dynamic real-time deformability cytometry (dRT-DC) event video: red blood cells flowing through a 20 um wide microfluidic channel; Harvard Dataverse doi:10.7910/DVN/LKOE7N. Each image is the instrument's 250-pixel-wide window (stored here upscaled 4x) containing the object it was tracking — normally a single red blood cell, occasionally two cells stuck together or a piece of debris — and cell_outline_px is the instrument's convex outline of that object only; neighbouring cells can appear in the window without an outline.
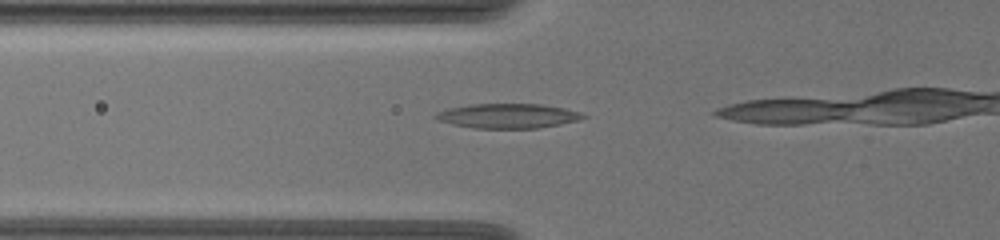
{"species": "common noctule bat (a hibernating species)", "species_latin": "Nyctalus noctula", "temperature_condition": "warm", "stored_images_in_passage": 8, "camera_frame_rate_fps": 3000, "um_per_image_px": 0.085, "animal": {"sex": "female", "body_mass_g": 19.5, "forearm_length_mm": 54.1}, "frame": {"image": 1, "passage_image": 3, "time_ms": 0.667, "image_size_px": [1000, 240], "cell_outline_px": [[588, 116], [576, 120], [536, 128], [476, 128], [452, 124], [440, 120], [432, 116], [448, 108], [476, 104], [536, 104], [560, 108], [576, 112]], "centroid_in_image_um": [43.1, 9.85], "position_along_channel_um": 82.7, "area_um2": 20.35}}
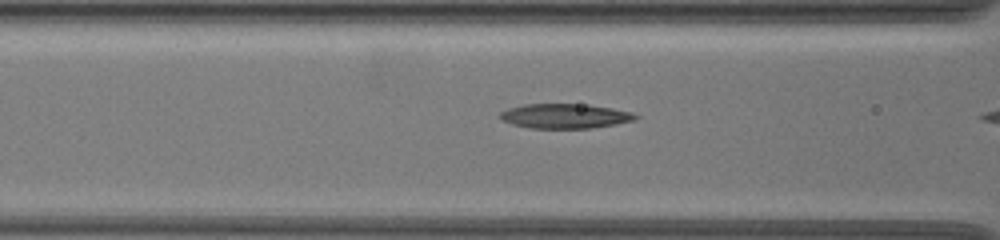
{"frame": {"image": 2, "passage_image": 6, "time_ms": 1.667, "image_size_px": [1000, 240], "cell_outline_px": [[640, 116], [632, 120], [616, 124], [592, 128], [532, 128], [512, 124], [504, 120], [500, 116], [500, 112], [508, 108], [524, 104], [588, 104], [632, 112]], "centroid_in_image_um": [48.03, 9.86], "position_along_channel_um": 118.6, "area_um2": 19.31}}